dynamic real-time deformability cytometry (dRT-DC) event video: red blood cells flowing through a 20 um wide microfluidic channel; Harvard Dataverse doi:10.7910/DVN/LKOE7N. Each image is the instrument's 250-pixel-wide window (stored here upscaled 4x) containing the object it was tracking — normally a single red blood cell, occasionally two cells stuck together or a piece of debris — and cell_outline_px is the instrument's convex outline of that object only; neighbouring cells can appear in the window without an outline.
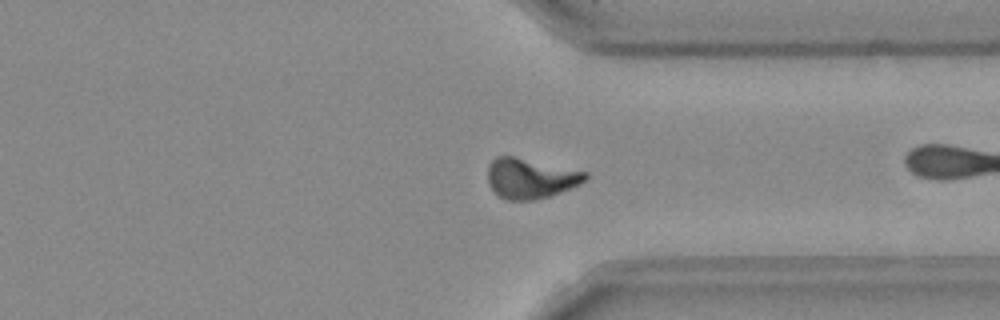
{"species": "Egyptian fruit bat (a non-hibernating species)", "species_latin": "Rousettus aegyptiacus", "temperature_condition": "room temperature", "stored_images_in_passage": 51, "camera_frame_rate_fps": 3000, "um_per_image_px": 0.085, "frame": {"image": 1, "passage_image": 37, "time_ms": 12.0, "image_size_px": [1000, 320], "cell_outline_px": [[588, 180], [580, 184], [560, 192], [548, 196], [532, 200], [508, 200], [500, 196], [488, 184], [488, 164], [496, 156], [512, 156], [588, 172]], "centroid_in_image_um": [45.09, 15.15], "position_along_channel_um": 366.3, "area_um2": 22.66}}
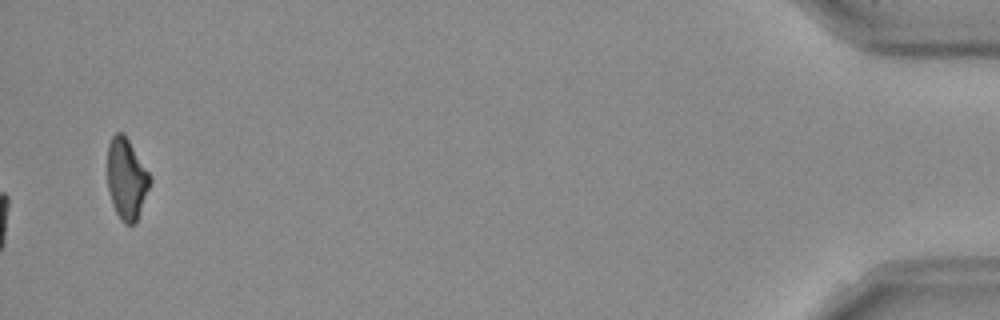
{"frame": {"image": 2, "passage_image": 51, "time_ms": 16.667, "image_size_px": [1000, 320], "cell_outline_px": [[152, 180], [136, 224], [124, 224], [120, 220], [112, 204], [108, 192], [108, 144], [112, 136], [116, 132], [124, 132], [148, 172]], "centroid_in_image_um": [10.75, 15.22], "position_along_channel_um": 424.4, "area_um2": 20.17}, "authors_computed_cell_mechanics": {"area_um2": 21.5016, "velocity_mm_per_s": 3.9522, "shape_relaxation_time_tau1_ms": 7.6228, "shape_relaxation_time_tau2_ms": 4.2926, "deformation_change_tau1": 0.2228, "deformation_change_tau2": 0.1011}}